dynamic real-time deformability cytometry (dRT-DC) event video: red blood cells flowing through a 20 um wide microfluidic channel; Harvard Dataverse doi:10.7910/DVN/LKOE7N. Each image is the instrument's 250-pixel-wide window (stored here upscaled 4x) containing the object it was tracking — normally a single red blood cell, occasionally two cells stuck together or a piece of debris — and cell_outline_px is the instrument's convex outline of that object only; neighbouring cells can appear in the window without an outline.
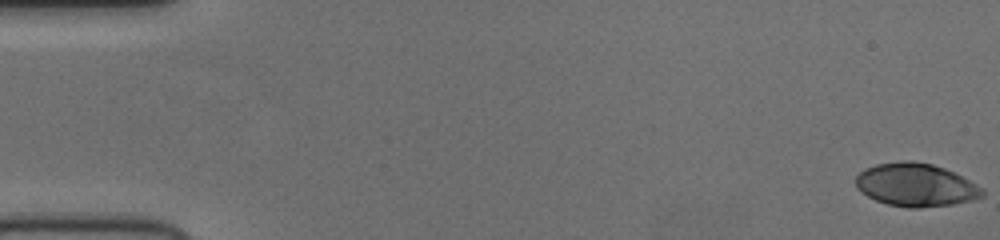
{"species": "human", "species_latin": "Homo sapiens", "temperature_condition": "cold", "stored_images_in_passage": 53, "camera_frame_rate_fps": 3000, "um_per_image_px": 0.085, "donor": {"sex": "female"}, "frame": {"image": 1, "passage_image": 1, "time_ms": 0.0, "image_size_px": [1000, 240], "cell_outline_px": [[984, 196], [972, 200], [952, 204], [920, 208], [908, 208], [888, 204], [876, 200], [860, 192], [856, 188], [856, 176], [864, 168], [876, 164], [900, 160], [912, 160], [932, 164], [944, 168], [976, 184], [984, 192]], "centroid_in_image_um": [77.8, 15.71], "position_along_channel_um": 7.2, "area_um2": 31.79}}
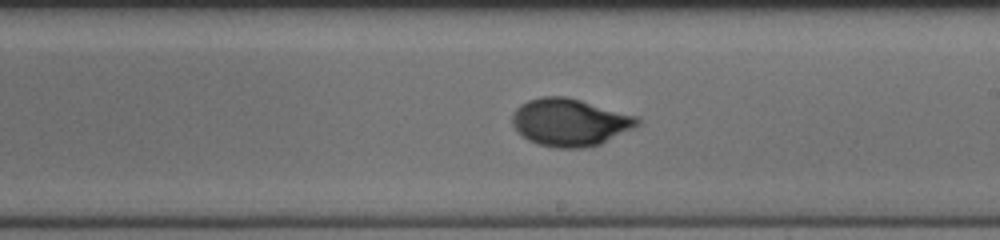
{"frame": {"image": 2, "passage_image": 31, "time_ms": 10.0, "image_size_px": [1000, 240], "cell_outline_px": [[640, 124], [600, 144], [584, 148], [556, 148], [540, 144], [528, 140], [512, 124], [512, 112], [520, 104], [528, 100], [540, 96], [568, 96], [636, 116], [640, 120]], "centroid_in_image_um": [48.41, 10.38], "position_along_channel_um": 240.6, "area_um2": 34.45}}
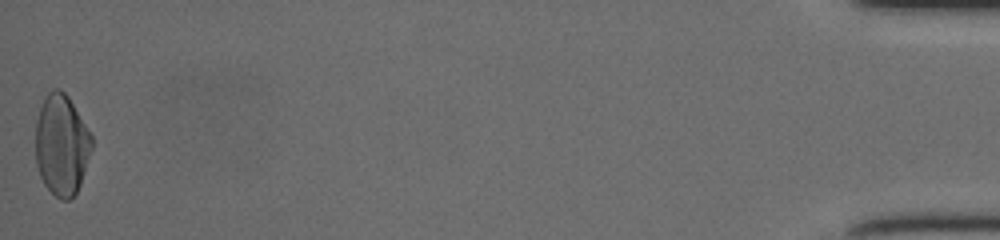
{"frame": {"image": 3, "passage_image": 53, "time_ms": 17.333, "image_size_px": [1000, 240], "cell_outline_px": [[92, 148], [80, 184], [76, 192], [68, 200], [60, 200], [44, 184], [40, 176], [36, 164], [36, 120], [40, 108], [48, 92], [52, 88], [60, 88], [68, 96], [92, 136]], "centroid_in_image_um": [5.23, 12.31], "position_along_channel_um": 430.0, "area_um2": 32.83}}